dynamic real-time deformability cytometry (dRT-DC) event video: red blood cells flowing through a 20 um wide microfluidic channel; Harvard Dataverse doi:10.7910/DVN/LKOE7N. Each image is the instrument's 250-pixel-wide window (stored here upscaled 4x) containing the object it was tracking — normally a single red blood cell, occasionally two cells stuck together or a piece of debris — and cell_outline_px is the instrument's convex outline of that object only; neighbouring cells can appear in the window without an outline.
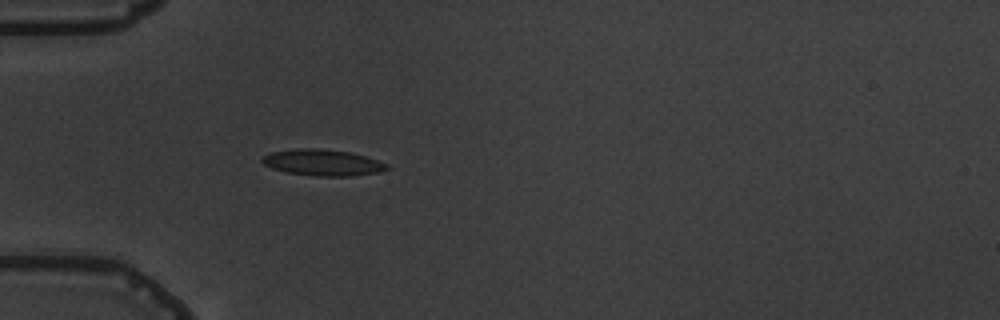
{"species": "common noctule bat (a hibernating species)", "species_latin": "Nyctalus noctula", "temperature_condition": "warm", "stored_images_in_passage": 4, "camera_frame_rate_fps": 3000, "um_per_image_px": 0.085, "animal": {"sex": "male", "body_mass_g": 19.5, "forearm_length_mm": 54.6}, "frame": {"image": 1, "passage_image": 4, "time_ms": 3.667, "image_size_px": [1000, 320], "cell_outline_px": [[392, 168], [380, 172], [352, 176], [316, 176], [288, 172], [272, 168], [264, 164], [260, 160], [264, 156], [272, 152], [296, 148], [316, 148], [348, 152], [364, 156], [388, 164]], "centroid_in_image_um": [27.45, 13.82], "position_along_channel_um": 57.5, "area_um2": 18.96}}